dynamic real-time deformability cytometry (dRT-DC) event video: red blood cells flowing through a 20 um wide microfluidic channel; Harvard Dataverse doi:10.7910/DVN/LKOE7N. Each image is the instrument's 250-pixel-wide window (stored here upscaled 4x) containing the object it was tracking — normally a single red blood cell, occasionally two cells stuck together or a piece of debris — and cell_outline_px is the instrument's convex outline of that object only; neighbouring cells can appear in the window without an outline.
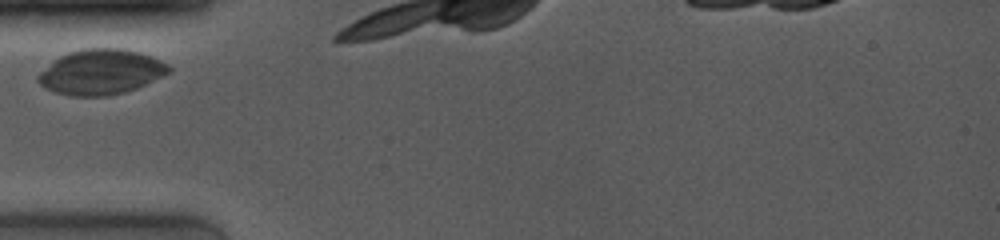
{"species": "common noctule bat (a hibernating species)", "species_latin": "Nyctalus noctula", "temperature_condition": "room temperature", "stored_images_in_passage": 2, "camera_frame_rate_fps": 4000, "um_per_image_px": 0.085, "animal": {"sex": "female", "body_mass_g": 19.0, "forearm_length_mm": 53.3}, "frame": {"image": 1, "passage_image": 1, "time_ms": 0.0, "image_size_px": [1000, 240], "cell_outline_px": [[172, 72], [136, 88], [124, 92], [108, 96], [72, 96], [56, 92], [44, 88], [36, 80], [36, 76], [52, 60], [68, 52], [84, 48], [124, 48], [140, 52], [152, 56], [168, 64], [172, 68]], "centroid_in_image_um": [8.58, 6.11], "position_along_channel_um": 76.4, "area_um2": 34.68}}